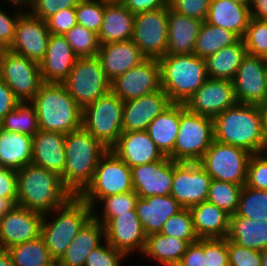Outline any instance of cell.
Listing matches in <instances>:
<instances>
[{
	"label": "cell",
	"mask_w": 267,
	"mask_h": 266,
	"mask_svg": "<svg viewBox=\"0 0 267 266\" xmlns=\"http://www.w3.org/2000/svg\"><path fill=\"white\" fill-rule=\"evenodd\" d=\"M214 140L247 150L267 151L263 117L259 105L237 103L213 118Z\"/></svg>",
	"instance_id": "cell-1"
},
{
	"label": "cell",
	"mask_w": 267,
	"mask_h": 266,
	"mask_svg": "<svg viewBox=\"0 0 267 266\" xmlns=\"http://www.w3.org/2000/svg\"><path fill=\"white\" fill-rule=\"evenodd\" d=\"M17 205L46 214L67 202L73 194L55 172L34 165L17 171Z\"/></svg>",
	"instance_id": "cell-2"
},
{
	"label": "cell",
	"mask_w": 267,
	"mask_h": 266,
	"mask_svg": "<svg viewBox=\"0 0 267 266\" xmlns=\"http://www.w3.org/2000/svg\"><path fill=\"white\" fill-rule=\"evenodd\" d=\"M107 151L83 127L66 134V164L61 180L73 195H79L92 181L98 161Z\"/></svg>",
	"instance_id": "cell-3"
},
{
	"label": "cell",
	"mask_w": 267,
	"mask_h": 266,
	"mask_svg": "<svg viewBox=\"0 0 267 266\" xmlns=\"http://www.w3.org/2000/svg\"><path fill=\"white\" fill-rule=\"evenodd\" d=\"M31 103L40 130L68 134L82 127V108L62 83H43Z\"/></svg>",
	"instance_id": "cell-4"
},
{
	"label": "cell",
	"mask_w": 267,
	"mask_h": 266,
	"mask_svg": "<svg viewBox=\"0 0 267 266\" xmlns=\"http://www.w3.org/2000/svg\"><path fill=\"white\" fill-rule=\"evenodd\" d=\"M48 214H56L55 219H46ZM92 216L93 208L79 195H73L63 205L44 214L40 236L55 262L65 254L69 244Z\"/></svg>",
	"instance_id": "cell-5"
},
{
	"label": "cell",
	"mask_w": 267,
	"mask_h": 266,
	"mask_svg": "<svg viewBox=\"0 0 267 266\" xmlns=\"http://www.w3.org/2000/svg\"><path fill=\"white\" fill-rule=\"evenodd\" d=\"M161 87L172 103H185L208 79L205 59L193 54L159 59Z\"/></svg>",
	"instance_id": "cell-6"
},
{
	"label": "cell",
	"mask_w": 267,
	"mask_h": 266,
	"mask_svg": "<svg viewBox=\"0 0 267 266\" xmlns=\"http://www.w3.org/2000/svg\"><path fill=\"white\" fill-rule=\"evenodd\" d=\"M213 141V118L191 112L180 103L178 134L168 157L175 162H199Z\"/></svg>",
	"instance_id": "cell-7"
},
{
	"label": "cell",
	"mask_w": 267,
	"mask_h": 266,
	"mask_svg": "<svg viewBox=\"0 0 267 266\" xmlns=\"http://www.w3.org/2000/svg\"><path fill=\"white\" fill-rule=\"evenodd\" d=\"M124 102L111 90L82 109V127L108 150L123 133Z\"/></svg>",
	"instance_id": "cell-8"
},
{
	"label": "cell",
	"mask_w": 267,
	"mask_h": 266,
	"mask_svg": "<svg viewBox=\"0 0 267 266\" xmlns=\"http://www.w3.org/2000/svg\"><path fill=\"white\" fill-rule=\"evenodd\" d=\"M131 190V168L109 149L98 161L92 181L79 196L95 210L102 198Z\"/></svg>",
	"instance_id": "cell-9"
},
{
	"label": "cell",
	"mask_w": 267,
	"mask_h": 266,
	"mask_svg": "<svg viewBox=\"0 0 267 266\" xmlns=\"http://www.w3.org/2000/svg\"><path fill=\"white\" fill-rule=\"evenodd\" d=\"M62 84L82 109L111 90V81L97 56L77 57Z\"/></svg>",
	"instance_id": "cell-10"
},
{
	"label": "cell",
	"mask_w": 267,
	"mask_h": 266,
	"mask_svg": "<svg viewBox=\"0 0 267 266\" xmlns=\"http://www.w3.org/2000/svg\"><path fill=\"white\" fill-rule=\"evenodd\" d=\"M251 155L243 148L214 140L199 164L211 179L244 186Z\"/></svg>",
	"instance_id": "cell-11"
},
{
	"label": "cell",
	"mask_w": 267,
	"mask_h": 266,
	"mask_svg": "<svg viewBox=\"0 0 267 266\" xmlns=\"http://www.w3.org/2000/svg\"><path fill=\"white\" fill-rule=\"evenodd\" d=\"M0 78L20 102H31L44 83L39 63L9 49L0 50Z\"/></svg>",
	"instance_id": "cell-12"
},
{
	"label": "cell",
	"mask_w": 267,
	"mask_h": 266,
	"mask_svg": "<svg viewBox=\"0 0 267 266\" xmlns=\"http://www.w3.org/2000/svg\"><path fill=\"white\" fill-rule=\"evenodd\" d=\"M168 7L134 15L132 41L147 59H160L166 55Z\"/></svg>",
	"instance_id": "cell-13"
},
{
	"label": "cell",
	"mask_w": 267,
	"mask_h": 266,
	"mask_svg": "<svg viewBox=\"0 0 267 266\" xmlns=\"http://www.w3.org/2000/svg\"><path fill=\"white\" fill-rule=\"evenodd\" d=\"M211 177L199 162H175L170 195L183 208L207 201Z\"/></svg>",
	"instance_id": "cell-14"
},
{
	"label": "cell",
	"mask_w": 267,
	"mask_h": 266,
	"mask_svg": "<svg viewBox=\"0 0 267 266\" xmlns=\"http://www.w3.org/2000/svg\"><path fill=\"white\" fill-rule=\"evenodd\" d=\"M161 89L159 59H146L111 81V91L123 102Z\"/></svg>",
	"instance_id": "cell-15"
},
{
	"label": "cell",
	"mask_w": 267,
	"mask_h": 266,
	"mask_svg": "<svg viewBox=\"0 0 267 266\" xmlns=\"http://www.w3.org/2000/svg\"><path fill=\"white\" fill-rule=\"evenodd\" d=\"M266 58L247 54L232 80L238 103L261 106L267 102Z\"/></svg>",
	"instance_id": "cell-16"
},
{
	"label": "cell",
	"mask_w": 267,
	"mask_h": 266,
	"mask_svg": "<svg viewBox=\"0 0 267 266\" xmlns=\"http://www.w3.org/2000/svg\"><path fill=\"white\" fill-rule=\"evenodd\" d=\"M50 32L46 21L23 12L17 20L10 51L40 63L45 56Z\"/></svg>",
	"instance_id": "cell-17"
},
{
	"label": "cell",
	"mask_w": 267,
	"mask_h": 266,
	"mask_svg": "<svg viewBox=\"0 0 267 266\" xmlns=\"http://www.w3.org/2000/svg\"><path fill=\"white\" fill-rule=\"evenodd\" d=\"M237 103L231 80L208 78L184 106L191 112L214 118Z\"/></svg>",
	"instance_id": "cell-18"
},
{
	"label": "cell",
	"mask_w": 267,
	"mask_h": 266,
	"mask_svg": "<svg viewBox=\"0 0 267 266\" xmlns=\"http://www.w3.org/2000/svg\"><path fill=\"white\" fill-rule=\"evenodd\" d=\"M44 214L16 205L0 217V249L25 243L41 235Z\"/></svg>",
	"instance_id": "cell-19"
},
{
	"label": "cell",
	"mask_w": 267,
	"mask_h": 266,
	"mask_svg": "<svg viewBox=\"0 0 267 266\" xmlns=\"http://www.w3.org/2000/svg\"><path fill=\"white\" fill-rule=\"evenodd\" d=\"M131 175L133 190L139 198L168 196L174 175V161L165 157L162 160L137 165L131 168Z\"/></svg>",
	"instance_id": "cell-20"
},
{
	"label": "cell",
	"mask_w": 267,
	"mask_h": 266,
	"mask_svg": "<svg viewBox=\"0 0 267 266\" xmlns=\"http://www.w3.org/2000/svg\"><path fill=\"white\" fill-rule=\"evenodd\" d=\"M172 104L161 89L124 102L123 132L144 131L149 124Z\"/></svg>",
	"instance_id": "cell-21"
},
{
	"label": "cell",
	"mask_w": 267,
	"mask_h": 266,
	"mask_svg": "<svg viewBox=\"0 0 267 266\" xmlns=\"http://www.w3.org/2000/svg\"><path fill=\"white\" fill-rule=\"evenodd\" d=\"M105 240L126 256L136 250L143 252L146 234L136 209L113 217L105 226Z\"/></svg>",
	"instance_id": "cell-22"
},
{
	"label": "cell",
	"mask_w": 267,
	"mask_h": 266,
	"mask_svg": "<svg viewBox=\"0 0 267 266\" xmlns=\"http://www.w3.org/2000/svg\"><path fill=\"white\" fill-rule=\"evenodd\" d=\"M130 168L164 159L147 131L123 132L118 142L110 149Z\"/></svg>",
	"instance_id": "cell-23"
},
{
	"label": "cell",
	"mask_w": 267,
	"mask_h": 266,
	"mask_svg": "<svg viewBox=\"0 0 267 266\" xmlns=\"http://www.w3.org/2000/svg\"><path fill=\"white\" fill-rule=\"evenodd\" d=\"M77 56L63 35L50 33L44 59L39 63L44 83H62L69 75Z\"/></svg>",
	"instance_id": "cell-24"
},
{
	"label": "cell",
	"mask_w": 267,
	"mask_h": 266,
	"mask_svg": "<svg viewBox=\"0 0 267 266\" xmlns=\"http://www.w3.org/2000/svg\"><path fill=\"white\" fill-rule=\"evenodd\" d=\"M97 57L110 81L147 59L132 40L100 44Z\"/></svg>",
	"instance_id": "cell-25"
},
{
	"label": "cell",
	"mask_w": 267,
	"mask_h": 266,
	"mask_svg": "<svg viewBox=\"0 0 267 266\" xmlns=\"http://www.w3.org/2000/svg\"><path fill=\"white\" fill-rule=\"evenodd\" d=\"M135 209L146 236H149L160 233L168 218L183 207L171 195H154L138 198Z\"/></svg>",
	"instance_id": "cell-26"
},
{
	"label": "cell",
	"mask_w": 267,
	"mask_h": 266,
	"mask_svg": "<svg viewBox=\"0 0 267 266\" xmlns=\"http://www.w3.org/2000/svg\"><path fill=\"white\" fill-rule=\"evenodd\" d=\"M65 136L39 130L33 136L32 163L61 176L66 164Z\"/></svg>",
	"instance_id": "cell-27"
},
{
	"label": "cell",
	"mask_w": 267,
	"mask_h": 266,
	"mask_svg": "<svg viewBox=\"0 0 267 266\" xmlns=\"http://www.w3.org/2000/svg\"><path fill=\"white\" fill-rule=\"evenodd\" d=\"M202 24V21L179 14L168 6L166 55L193 54Z\"/></svg>",
	"instance_id": "cell-28"
},
{
	"label": "cell",
	"mask_w": 267,
	"mask_h": 266,
	"mask_svg": "<svg viewBox=\"0 0 267 266\" xmlns=\"http://www.w3.org/2000/svg\"><path fill=\"white\" fill-rule=\"evenodd\" d=\"M105 240V227L93 216L84 224L57 262L59 266H85L89 253Z\"/></svg>",
	"instance_id": "cell-29"
},
{
	"label": "cell",
	"mask_w": 267,
	"mask_h": 266,
	"mask_svg": "<svg viewBox=\"0 0 267 266\" xmlns=\"http://www.w3.org/2000/svg\"><path fill=\"white\" fill-rule=\"evenodd\" d=\"M198 239L227 238L230 215L215 204L204 201L190 208Z\"/></svg>",
	"instance_id": "cell-30"
},
{
	"label": "cell",
	"mask_w": 267,
	"mask_h": 266,
	"mask_svg": "<svg viewBox=\"0 0 267 266\" xmlns=\"http://www.w3.org/2000/svg\"><path fill=\"white\" fill-rule=\"evenodd\" d=\"M249 6L233 0H211L206 22L244 37L250 20Z\"/></svg>",
	"instance_id": "cell-31"
},
{
	"label": "cell",
	"mask_w": 267,
	"mask_h": 266,
	"mask_svg": "<svg viewBox=\"0 0 267 266\" xmlns=\"http://www.w3.org/2000/svg\"><path fill=\"white\" fill-rule=\"evenodd\" d=\"M134 14L122 3H106L101 29L98 33L100 44L132 39Z\"/></svg>",
	"instance_id": "cell-32"
},
{
	"label": "cell",
	"mask_w": 267,
	"mask_h": 266,
	"mask_svg": "<svg viewBox=\"0 0 267 266\" xmlns=\"http://www.w3.org/2000/svg\"><path fill=\"white\" fill-rule=\"evenodd\" d=\"M33 137L0 128V165L20 170L32 163Z\"/></svg>",
	"instance_id": "cell-33"
},
{
	"label": "cell",
	"mask_w": 267,
	"mask_h": 266,
	"mask_svg": "<svg viewBox=\"0 0 267 266\" xmlns=\"http://www.w3.org/2000/svg\"><path fill=\"white\" fill-rule=\"evenodd\" d=\"M227 239L242 247L258 251L267 249V219L256 220L233 214Z\"/></svg>",
	"instance_id": "cell-34"
},
{
	"label": "cell",
	"mask_w": 267,
	"mask_h": 266,
	"mask_svg": "<svg viewBox=\"0 0 267 266\" xmlns=\"http://www.w3.org/2000/svg\"><path fill=\"white\" fill-rule=\"evenodd\" d=\"M180 123V103H172L147 127V133L161 153L168 157L174 149Z\"/></svg>",
	"instance_id": "cell-35"
},
{
	"label": "cell",
	"mask_w": 267,
	"mask_h": 266,
	"mask_svg": "<svg viewBox=\"0 0 267 266\" xmlns=\"http://www.w3.org/2000/svg\"><path fill=\"white\" fill-rule=\"evenodd\" d=\"M243 39L224 47L205 59L208 78L233 80L246 55Z\"/></svg>",
	"instance_id": "cell-36"
},
{
	"label": "cell",
	"mask_w": 267,
	"mask_h": 266,
	"mask_svg": "<svg viewBox=\"0 0 267 266\" xmlns=\"http://www.w3.org/2000/svg\"><path fill=\"white\" fill-rule=\"evenodd\" d=\"M188 245L186 240L156 233L146 237L142 254L155 259L163 266H177Z\"/></svg>",
	"instance_id": "cell-37"
},
{
	"label": "cell",
	"mask_w": 267,
	"mask_h": 266,
	"mask_svg": "<svg viewBox=\"0 0 267 266\" xmlns=\"http://www.w3.org/2000/svg\"><path fill=\"white\" fill-rule=\"evenodd\" d=\"M240 39L234 32L204 21L196 38L193 53L206 59L224 47L237 43Z\"/></svg>",
	"instance_id": "cell-38"
},
{
	"label": "cell",
	"mask_w": 267,
	"mask_h": 266,
	"mask_svg": "<svg viewBox=\"0 0 267 266\" xmlns=\"http://www.w3.org/2000/svg\"><path fill=\"white\" fill-rule=\"evenodd\" d=\"M15 266H50L55 263L41 236L7 249Z\"/></svg>",
	"instance_id": "cell-39"
},
{
	"label": "cell",
	"mask_w": 267,
	"mask_h": 266,
	"mask_svg": "<svg viewBox=\"0 0 267 266\" xmlns=\"http://www.w3.org/2000/svg\"><path fill=\"white\" fill-rule=\"evenodd\" d=\"M0 128L33 137L40 130L35 106L31 102H20L3 118Z\"/></svg>",
	"instance_id": "cell-40"
},
{
	"label": "cell",
	"mask_w": 267,
	"mask_h": 266,
	"mask_svg": "<svg viewBox=\"0 0 267 266\" xmlns=\"http://www.w3.org/2000/svg\"><path fill=\"white\" fill-rule=\"evenodd\" d=\"M242 187L231 182L211 179L207 201L232 216L237 211Z\"/></svg>",
	"instance_id": "cell-41"
},
{
	"label": "cell",
	"mask_w": 267,
	"mask_h": 266,
	"mask_svg": "<svg viewBox=\"0 0 267 266\" xmlns=\"http://www.w3.org/2000/svg\"><path fill=\"white\" fill-rule=\"evenodd\" d=\"M235 214L256 220L267 219V190H258L244 185Z\"/></svg>",
	"instance_id": "cell-42"
},
{
	"label": "cell",
	"mask_w": 267,
	"mask_h": 266,
	"mask_svg": "<svg viewBox=\"0 0 267 266\" xmlns=\"http://www.w3.org/2000/svg\"><path fill=\"white\" fill-rule=\"evenodd\" d=\"M77 57L97 56L100 43L98 34L76 24L63 35Z\"/></svg>",
	"instance_id": "cell-43"
},
{
	"label": "cell",
	"mask_w": 267,
	"mask_h": 266,
	"mask_svg": "<svg viewBox=\"0 0 267 266\" xmlns=\"http://www.w3.org/2000/svg\"><path fill=\"white\" fill-rule=\"evenodd\" d=\"M138 195L134 190L102 198V216L93 210V217L105 226L113 217L134 210Z\"/></svg>",
	"instance_id": "cell-44"
},
{
	"label": "cell",
	"mask_w": 267,
	"mask_h": 266,
	"mask_svg": "<svg viewBox=\"0 0 267 266\" xmlns=\"http://www.w3.org/2000/svg\"><path fill=\"white\" fill-rule=\"evenodd\" d=\"M161 234L186 240L189 244L198 241L194 231L192 214L189 208H183L164 223Z\"/></svg>",
	"instance_id": "cell-45"
},
{
	"label": "cell",
	"mask_w": 267,
	"mask_h": 266,
	"mask_svg": "<svg viewBox=\"0 0 267 266\" xmlns=\"http://www.w3.org/2000/svg\"><path fill=\"white\" fill-rule=\"evenodd\" d=\"M242 39L247 54L267 58V21L251 17Z\"/></svg>",
	"instance_id": "cell-46"
},
{
	"label": "cell",
	"mask_w": 267,
	"mask_h": 266,
	"mask_svg": "<svg viewBox=\"0 0 267 266\" xmlns=\"http://www.w3.org/2000/svg\"><path fill=\"white\" fill-rule=\"evenodd\" d=\"M104 9L103 0H82L75 7L77 24L98 34L103 22Z\"/></svg>",
	"instance_id": "cell-47"
},
{
	"label": "cell",
	"mask_w": 267,
	"mask_h": 266,
	"mask_svg": "<svg viewBox=\"0 0 267 266\" xmlns=\"http://www.w3.org/2000/svg\"><path fill=\"white\" fill-rule=\"evenodd\" d=\"M245 186L267 190V151L251 155L247 167Z\"/></svg>",
	"instance_id": "cell-48"
},
{
	"label": "cell",
	"mask_w": 267,
	"mask_h": 266,
	"mask_svg": "<svg viewBox=\"0 0 267 266\" xmlns=\"http://www.w3.org/2000/svg\"><path fill=\"white\" fill-rule=\"evenodd\" d=\"M104 242L105 245L101 244L89 253L85 266H121L126 255L106 240Z\"/></svg>",
	"instance_id": "cell-49"
},
{
	"label": "cell",
	"mask_w": 267,
	"mask_h": 266,
	"mask_svg": "<svg viewBox=\"0 0 267 266\" xmlns=\"http://www.w3.org/2000/svg\"><path fill=\"white\" fill-rule=\"evenodd\" d=\"M229 266H261V251L242 247L227 239Z\"/></svg>",
	"instance_id": "cell-50"
},
{
	"label": "cell",
	"mask_w": 267,
	"mask_h": 266,
	"mask_svg": "<svg viewBox=\"0 0 267 266\" xmlns=\"http://www.w3.org/2000/svg\"><path fill=\"white\" fill-rule=\"evenodd\" d=\"M211 0H169L175 12L204 22L207 18Z\"/></svg>",
	"instance_id": "cell-51"
},
{
	"label": "cell",
	"mask_w": 267,
	"mask_h": 266,
	"mask_svg": "<svg viewBox=\"0 0 267 266\" xmlns=\"http://www.w3.org/2000/svg\"><path fill=\"white\" fill-rule=\"evenodd\" d=\"M205 266H229L227 238L205 239Z\"/></svg>",
	"instance_id": "cell-52"
},
{
	"label": "cell",
	"mask_w": 267,
	"mask_h": 266,
	"mask_svg": "<svg viewBox=\"0 0 267 266\" xmlns=\"http://www.w3.org/2000/svg\"><path fill=\"white\" fill-rule=\"evenodd\" d=\"M46 23L51 34L64 35L77 24L75 7L59 10Z\"/></svg>",
	"instance_id": "cell-53"
},
{
	"label": "cell",
	"mask_w": 267,
	"mask_h": 266,
	"mask_svg": "<svg viewBox=\"0 0 267 266\" xmlns=\"http://www.w3.org/2000/svg\"><path fill=\"white\" fill-rule=\"evenodd\" d=\"M82 0H35L30 13L46 21L59 10L76 7Z\"/></svg>",
	"instance_id": "cell-54"
},
{
	"label": "cell",
	"mask_w": 267,
	"mask_h": 266,
	"mask_svg": "<svg viewBox=\"0 0 267 266\" xmlns=\"http://www.w3.org/2000/svg\"><path fill=\"white\" fill-rule=\"evenodd\" d=\"M23 11L24 9L22 11L17 10L14 15L11 14L10 16L0 8V50L8 49L10 47L14 39L17 20Z\"/></svg>",
	"instance_id": "cell-55"
},
{
	"label": "cell",
	"mask_w": 267,
	"mask_h": 266,
	"mask_svg": "<svg viewBox=\"0 0 267 266\" xmlns=\"http://www.w3.org/2000/svg\"><path fill=\"white\" fill-rule=\"evenodd\" d=\"M177 266H205V239L190 243Z\"/></svg>",
	"instance_id": "cell-56"
},
{
	"label": "cell",
	"mask_w": 267,
	"mask_h": 266,
	"mask_svg": "<svg viewBox=\"0 0 267 266\" xmlns=\"http://www.w3.org/2000/svg\"><path fill=\"white\" fill-rule=\"evenodd\" d=\"M17 171L10 168H3L0 171V197L17 199Z\"/></svg>",
	"instance_id": "cell-57"
},
{
	"label": "cell",
	"mask_w": 267,
	"mask_h": 266,
	"mask_svg": "<svg viewBox=\"0 0 267 266\" xmlns=\"http://www.w3.org/2000/svg\"><path fill=\"white\" fill-rule=\"evenodd\" d=\"M134 15L169 6V0H125L122 3Z\"/></svg>",
	"instance_id": "cell-58"
},
{
	"label": "cell",
	"mask_w": 267,
	"mask_h": 266,
	"mask_svg": "<svg viewBox=\"0 0 267 266\" xmlns=\"http://www.w3.org/2000/svg\"><path fill=\"white\" fill-rule=\"evenodd\" d=\"M19 103L11 88L0 78V122Z\"/></svg>",
	"instance_id": "cell-59"
},
{
	"label": "cell",
	"mask_w": 267,
	"mask_h": 266,
	"mask_svg": "<svg viewBox=\"0 0 267 266\" xmlns=\"http://www.w3.org/2000/svg\"><path fill=\"white\" fill-rule=\"evenodd\" d=\"M250 16L267 21V0H251Z\"/></svg>",
	"instance_id": "cell-60"
},
{
	"label": "cell",
	"mask_w": 267,
	"mask_h": 266,
	"mask_svg": "<svg viewBox=\"0 0 267 266\" xmlns=\"http://www.w3.org/2000/svg\"><path fill=\"white\" fill-rule=\"evenodd\" d=\"M17 205V199L0 197V217L11 211Z\"/></svg>",
	"instance_id": "cell-61"
},
{
	"label": "cell",
	"mask_w": 267,
	"mask_h": 266,
	"mask_svg": "<svg viewBox=\"0 0 267 266\" xmlns=\"http://www.w3.org/2000/svg\"><path fill=\"white\" fill-rule=\"evenodd\" d=\"M5 1L11 3L10 5L13 4L15 6V9L20 11L25 7L30 8V10H28L29 12L32 10L35 3V0H5Z\"/></svg>",
	"instance_id": "cell-62"
},
{
	"label": "cell",
	"mask_w": 267,
	"mask_h": 266,
	"mask_svg": "<svg viewBox=\"0 0 267 266\" xmlns=\"http://www.w3.org/2000/svg\"><path fill=\"white\" fill-rule=\"evenodd\" d=\"M0 266H15L7 250L0 249Z\"/></svg>",
	"instance_id": "cell-63"
},
{
	"label": "cell",
	"mask_w": 267,
	"mask_h": 266,
	"mask_svg": "<svg viewBox=\"0 0 267 266\" xmlns=\"http://www.w3.org/2000/svg\"><path fill=\"white\" fill-rule=\"evenodd\" d=\"M260 108H261L262 117H263V132L267 140V102L263 103L260 106Z\"/></svg>",
	"instance_id": "cell-64"
},
{
	"label": "cell",
	"mask_w": 267,
	"mask_h": 266,
	"mask_svg": "<svg viewBox=\"0 0 267 266\" xmlns=\"http://www.w3.org/2000/svg\"><path fill=\"white\" fill-rule=\"evenodd\" d=\"M262 261L261 266H267V249L261 251Z\"/></svg>",
	"instance_id": "cell-65"
},
{
	"label": "cell",
	"mask_w": 267,
	"mask_h": 266,
	"mask_svg": "<svg viewBox=\"0 0 267 266\" xmlns=\"http://www.w3.org/2000/svg\"><path fill=\"white\" fill-rule=\"evenodd\" d=\"M233 1L236 3L247 5V6H250L251 4V0H233Z\"/></svg>",
	"instance_id": "cell-66"
},
{
	"label": "cell",
	"mask_w": 267,
	"mask_h": 266,
	"mask_svg": "<svg viewBox=\"0 0 267 266\" xmlns=\"http://www.w3.org/2000/svg\"><path fill=\"white\" fill-rule=\"evenodd\" d=\"M106 3H123L125 0H103Z\"/></svg>",
	"instance_id": "cell-67"
},
{
	"label": "cell",
	"mask_w": 267,
	"mask_h": 266,
	"mask_svg": "<svg viewBox=\"0 0 267 266\" xmlns=\"http://www.w3.org/2000/svg\"><path fill=\"white\" fill-rule=\"evenodd\" d=\"M50 266H59L57 262H55L54 264L50 265Z\"/></svg>",
	"instance_id": "cell-68"
},
{
	"label": "cell",
	"mask_w": 267,
	"mask_h": 266,
	"mask_svg": "<svg viewBox=\"0 0 267 266\" xmlns=\"http://www.w3.org/2000/svg\"><path fill=\"white\" fill-rule=\"evenodd\" d=\"M266 83H267V64H266Z\"/></svg>",
	"instance_id": "cell-69"
}]
</instances>
